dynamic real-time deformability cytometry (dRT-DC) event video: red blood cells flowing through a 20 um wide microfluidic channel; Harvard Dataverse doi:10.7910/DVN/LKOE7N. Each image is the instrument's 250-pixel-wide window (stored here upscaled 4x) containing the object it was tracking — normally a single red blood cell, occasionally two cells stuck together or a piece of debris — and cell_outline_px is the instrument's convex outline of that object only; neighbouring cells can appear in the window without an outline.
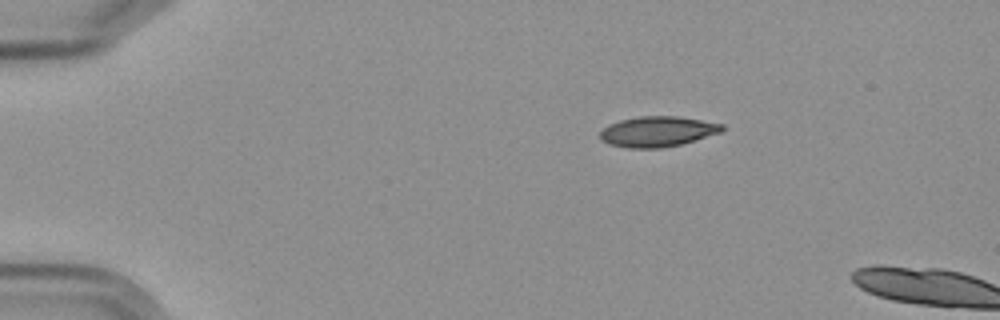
{"species": "Egyptian fruit bat (a non-hibernating species)", "species_latin": "Rousettus aegyptiacus", "temperature_condition": "cold", "stored_images_in_passage": 2, "camera_frame_rate_fps": 3000, "um_per_image_px": 0.085, "frame": {"image": 1, "passage_image": 1, "time_ms": 0.0, "image_size_px": [1000, 320], "cell_outline_px": [[724, 128], [720, 132], [680, 144], [660, 148], [628, 148], [608, 144], [600, 140], [600, 132], [608, 124], [620, 120], [640, 116], [680, 116], [724, 124]], "centroid_in_image_um": [55.85, 11.17], "position_along_channel_um": 29.1, "area_um2": 21.56}}